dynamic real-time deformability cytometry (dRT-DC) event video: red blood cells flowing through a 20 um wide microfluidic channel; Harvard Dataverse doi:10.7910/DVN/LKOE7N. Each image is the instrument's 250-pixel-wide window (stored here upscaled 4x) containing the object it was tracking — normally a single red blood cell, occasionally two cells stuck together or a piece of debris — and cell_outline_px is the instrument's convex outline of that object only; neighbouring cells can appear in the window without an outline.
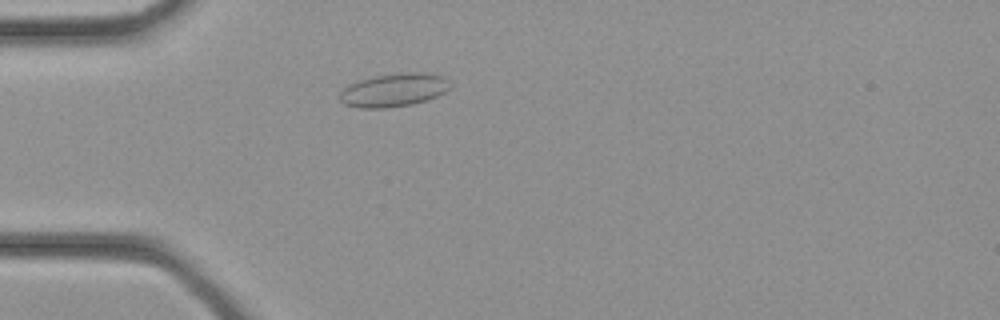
{"species": "common noctule bat (a hibernating species)", "species_latin": "Nyctalus noctula", "temperature_condition": "cold", "stored_images_in_passage": 29, "camera_frame_rate_fps": 3000, "um_per_image_px": 0.085, "animal": {"sex": "female", "body_mass_g": 21.9}, "frame": {"image": 1, "passage_image": 4, "time_ms": 1.0, "image_size_px": [1000, 320], "cell_outline_px": [[452, 88], [428, 100], [412, 104], [388, 108], [360, 108], [344, 104], [340, 100], [340, 92], [344, 88], [360, 80], [376, 76], [404, 72], [428, 72], [444, 76], [448, 80]], "centroid_in_image_um": [33.53, 7.65], "position_along_channel_um": 51.5, "area_um2": 21.5}}
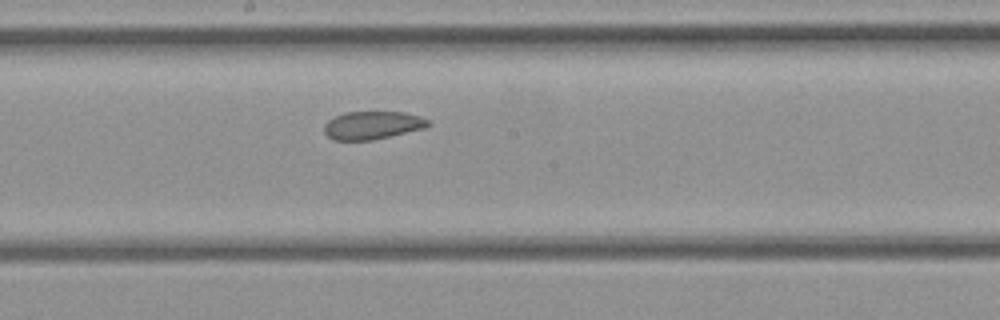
{"frame": {"image": 2, "passage_image": 13, "time_ms": 4.0, "image_size_px": [1000, 320], "cell_outline_px": [[432, 124], [424, 128], [372, 140], [332, 140], [324, 132], [324, 124], [328, 120], [344, 112], [404, 112], [420, 116], [428, 120]], "centroid_in_image_um": [31.64, 10.64], "position_along_channel_um": 216.6, "area_um2": 16.94}}
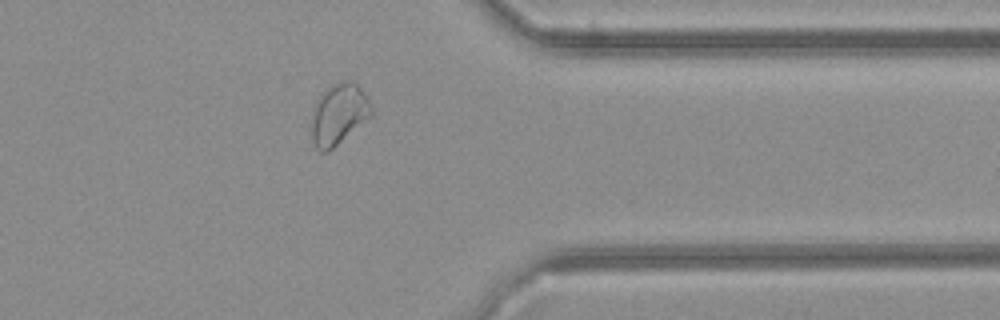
{"frame": {"image": 3, "passage_image": 22, "time_ms": 7.0, "image_size_px": [1000, 320], "cell_outline_px": [[372, 116], [328, 152], [320, 152], [316, 148], [312, 140], [312, 108], [316, 100], [332, 84], [344, 80], [356, 84], [364, 92], [372, 104]], "centroid_in_image_um": [28.79, 9.72], "position_along_channel_um": 382.6, "area_um2": 21.27}}